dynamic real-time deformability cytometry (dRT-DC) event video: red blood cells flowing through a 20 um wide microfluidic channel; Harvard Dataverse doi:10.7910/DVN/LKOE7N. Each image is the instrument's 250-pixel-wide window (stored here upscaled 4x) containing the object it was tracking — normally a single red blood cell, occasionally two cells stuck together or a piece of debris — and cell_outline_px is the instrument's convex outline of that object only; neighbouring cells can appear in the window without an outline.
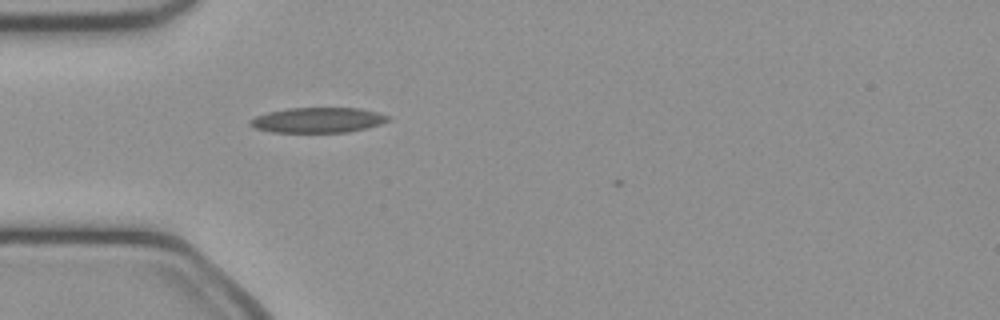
{"species": "common noctule bat (a hibernating species)", "species_latin": "Nyctalus noctula", "temperature_condition": "cold", "stored_images_in_passage": 4, "camera_frame_rate_fps": 3000, "um_per_image_px": 0.085, "animal": {"sex": "female", "body_mass_g": 21.9}, "frame": {"image": 1, "passage_image": 3, "time_ms": 0.667, "image_size_px": [1000, 320], "cell_outline_px": [[392, 116], [388, 120], [380, 124], [348, 132], [272, 132], [252, 128], [248, 124], [248, 120], [256, 116], [268, 112], [288, 108], [360, 108]], "centroid_in_image_um": [26.97, 10.2], "position_along_channel_um": 58.0, "area_um2": 20.29}}